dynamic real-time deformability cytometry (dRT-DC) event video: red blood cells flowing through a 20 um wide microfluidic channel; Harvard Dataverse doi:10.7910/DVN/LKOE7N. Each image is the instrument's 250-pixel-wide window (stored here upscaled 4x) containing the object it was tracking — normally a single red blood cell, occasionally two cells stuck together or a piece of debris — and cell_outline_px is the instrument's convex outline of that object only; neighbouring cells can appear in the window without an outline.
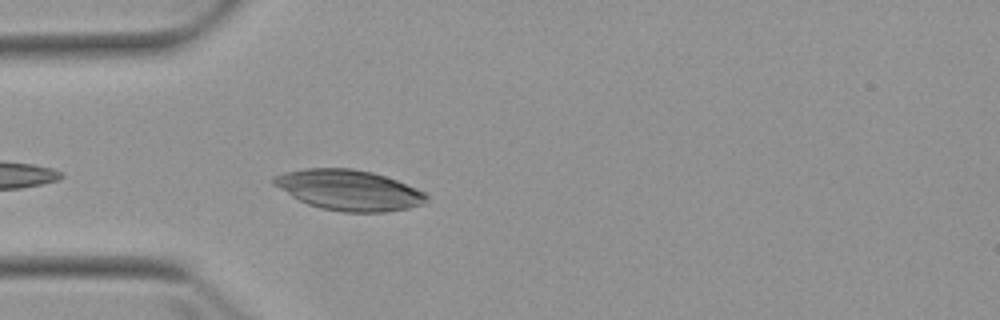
{"species": "Egyptian fruit bat (a non-hibernating species)", "species_latin": "Rousettus aegyptiacus", "temperature_condition": "warm", "stored_images_in_passage": 4, "camera_frame_rate_fps": 3000, "um_per_image_px": 0.085, "animal": {"sex": "female"}, "frame": {"image": 1, "passage_image": 4, "time_ms": 4.0, "image_size_px": [1000, 320], "cell_outline_px": [[428, 200], [424, 204], [408, 208], [384, 212], [340, 212], [320, 208], [308, 204], [292, 196], [272, 184], [272, 176], [284, 172], [304, 168], [352, 168], [372, 172], [396, 180], [416, 188], [424, 192], [428, 196]], "centroid_in_image_um": [29.64, 16.15], "position_along_channel_um": 55.4, "area_um2": 36.07}}